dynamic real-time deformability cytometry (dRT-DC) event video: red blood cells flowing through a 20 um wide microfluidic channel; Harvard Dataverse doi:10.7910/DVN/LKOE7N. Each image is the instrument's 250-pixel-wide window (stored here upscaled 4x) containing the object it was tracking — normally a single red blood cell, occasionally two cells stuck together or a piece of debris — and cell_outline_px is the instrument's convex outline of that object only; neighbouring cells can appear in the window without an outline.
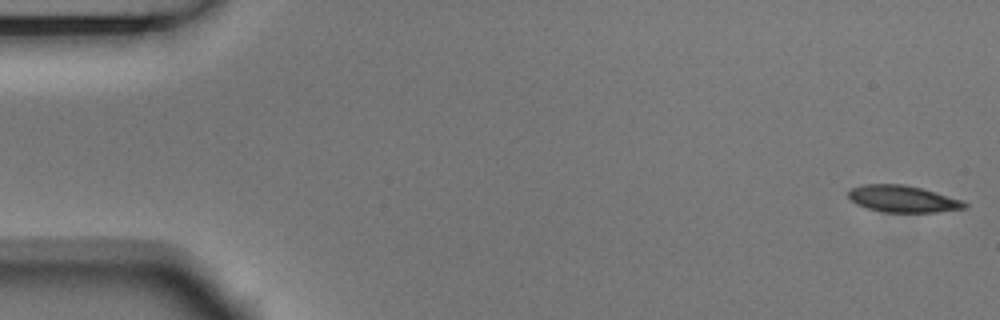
{"species": "Egyptian fruit bat (a non-hibernating species)", "species_latin": "Rousettus aegyptiacus", "temperature_condition": "room temperature", "stored_images_in_passage": 4, "camera_frame_rate_fps": 3000, "um_per_image_px": 0.085, "animal": {"sex": "male"}, "frame": {"image": 1, "passage_image": 1, "time_ms": 0.0, "image_size_px": [1000, 320], "cell_outline_px": [[968, 208], [936, 212], [884, 212], [868, 208], [856, 204], [848, 196], [848, 192], [852, 188], [864, 184], [904, 184], [920, 188], [964, 200], [968, 204]], "centroid_in_image_um": [76.78, 16.91], "position_along_channel_um": 8.2, "area_um2": 18.09}}
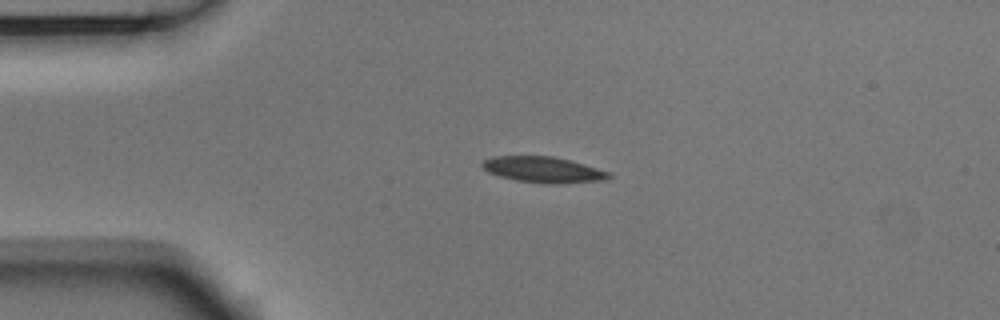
{"frame": {"image": 2, "passage_image": 4, "time_ms": 1.0, "image_size_px": [1000, 320], "cell_outline_px": [[612, 176], [604, 180], [552, 184], [544, 184], [516, 180], [500, 176], [488, 172], [480, 164], [484, 160], [492, 156], [552, 156], [584, 164], [612, 172]], "centroid_in_image_um": [46.18, 14.42], "position_along_channel_um": 38.8, "area_um2": 19.07}}